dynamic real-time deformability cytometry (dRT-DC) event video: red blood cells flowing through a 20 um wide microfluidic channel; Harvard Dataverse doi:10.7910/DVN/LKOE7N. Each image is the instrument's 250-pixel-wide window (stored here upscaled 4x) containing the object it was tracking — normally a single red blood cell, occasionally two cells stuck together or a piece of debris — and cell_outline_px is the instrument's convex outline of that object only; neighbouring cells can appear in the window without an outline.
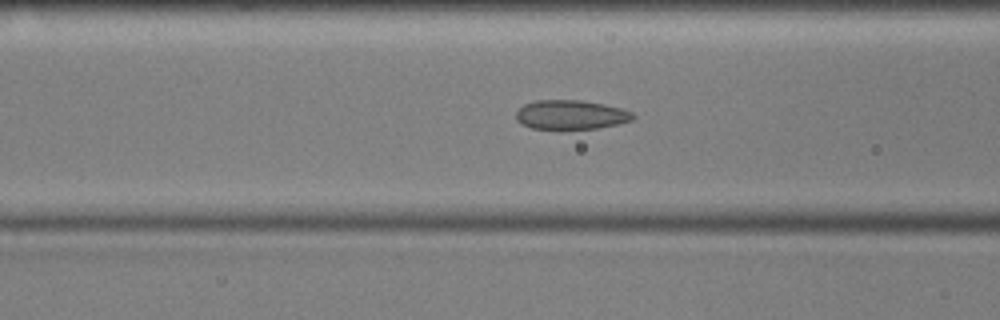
{"species": "common noctule bat (a hibernating species)", "species_latin": "Nyctalus noctula", "temperature_condition": "cold", "stored_images_in_passage": 55, "camera_frame_rate_fps": 3000, "um_per_image_px": 0.085, "animal": {"sex": "male", "body_mass_g": 17.9, "forearm_length_mm": 54.2}, "frame": {"image": 1, "passage_image": 21, "time_ms": 6.667, "image_size_px": [1000, 320], "cell_outline_px": [[636, 116], [632, 120], [616, 124], [596, 128], [532, 128], [520, 124], [516, 120], [516, 112], [524, 104], [536, 100], [580, 100], [604, 104], [620, 108], [632, 112]], "centroid_in_image_um": [48.5, 9.74], "position_along_channel_um": 118.1, "area_um2": 19.71}}
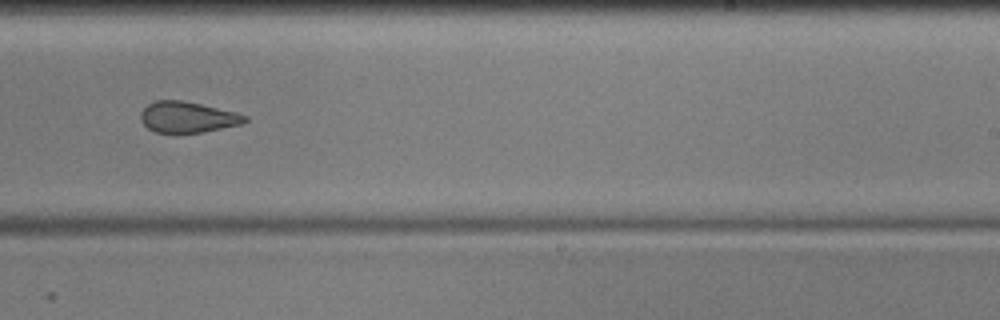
{"frame": {"image": 2, "passage_image": 34, "time_ms": 11.0, "image_size_px": [1000, 320], "cell_outline_px": [[248, 120], [244, 124], [204, 132], [156, 132], [148, 128], [140, 120], [140, 112], [148, 104], [156, 100], [184, 100], [236, 112], [248, 116]], "centroid_in_image_um": [15.97, 9.95], "position_along_channel_um": 273.0, "area_um2": 18.9}}
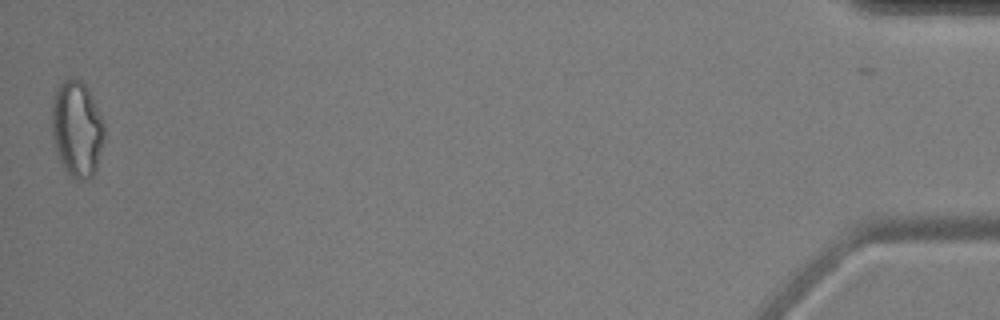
{"frame": {"image": 3, "passage_image": 55, "time_ms": 18.0, "image_size_px": [1000, 320], "cell_outline_px": [[104, 140], [96, 172], [88, 180], [76, 180], [68, 176], [56, 152], [52, 136], [52, 96], [60, 80], [72, 76], [80, 80], [88, 88], [104, 120]], "centroid_in_image_um": [6.54, 10.94], "position_along_channel_um": 428.7, "area_um2": 30.23}, "authors_computed_cell_mechanics": {"area_um2": 21.3282, "velocity_mm_per_s": 3.5763, "shape_relaxation_time_tau1_ms": 8.1024, "shape_relaxation_time_tau2_ms": 2.4888, "deformation_change_tau1": 0.1441, "deformation_change_tau2": 0.0798}}